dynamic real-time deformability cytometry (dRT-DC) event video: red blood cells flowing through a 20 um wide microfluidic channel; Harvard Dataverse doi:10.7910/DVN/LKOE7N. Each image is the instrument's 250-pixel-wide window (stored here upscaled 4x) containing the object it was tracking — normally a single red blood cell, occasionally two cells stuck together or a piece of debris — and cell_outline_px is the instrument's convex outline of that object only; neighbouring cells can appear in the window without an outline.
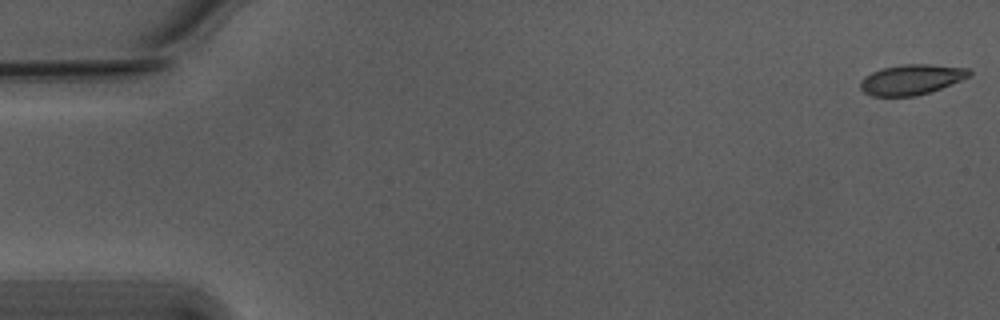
{"species": "Egyptian fruit bat (a non-hibernating species)", "species_latin": "Rousettus aegyptiacus", "temperature_condition": "warm", "stored_images_in_passage": 55, "camera_frame_rate_fps": 3000, "um_per_image_px": 0.085, "animal": {"sex": "male"}, "frame": {"image": 1, "passage_image": 1, "time_ms": 0.0, "image_size_px": [1000, 320], "cell_outline_px": [[972, 76], [940, 88], [916, 96], [872, 96], [864, 92], [860, 88], [860, 80], [864, 76], [872, 72], [884, 68], [904, 64], [932, 64], [968, 68], [972, 72]], "centroid_in_image_um": [77.48, 6.75], "position_along_channel_um": 7.5, "area_um2": 19.19}}
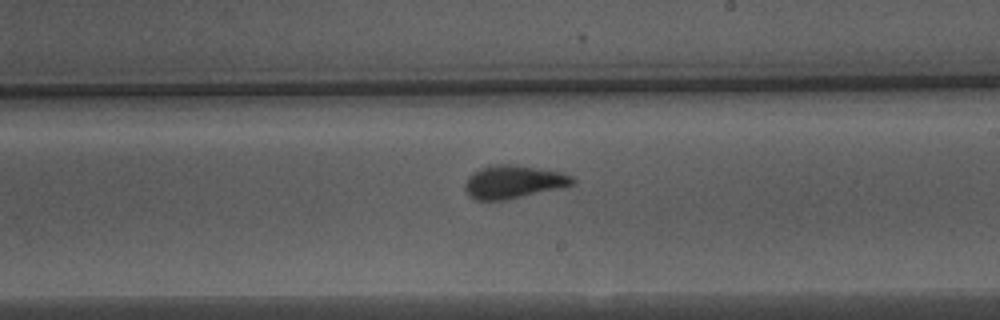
{"frame": {"image": 2, "passage_image": 32, "time_ms": 10.333, "image_size_px": [1000, 320], "cell_outline_px": [[576, 184], [564, 188], [504, 200], [476, 200], [468, 196], [464, 188], [464, 184], [468, 176], [484, 168], [496, 164], [508, 164], [560, 172], [572, 176], [576, 180]], "centroid_in_image_um": [43.67, 15.49], "position_along_channel_um": 245.3, "area_um2": 20.63}}
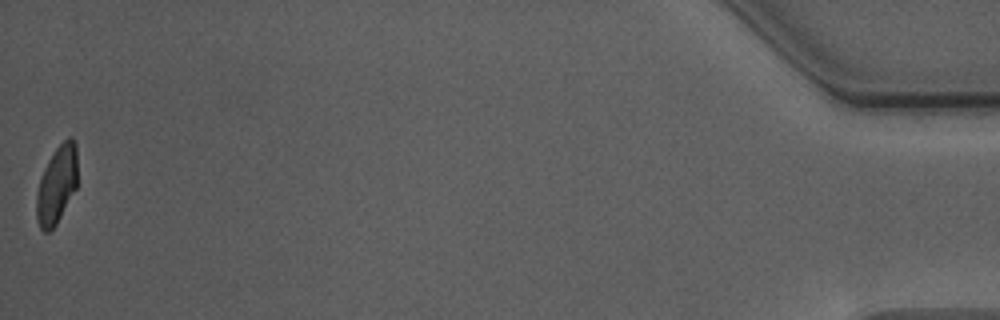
{"frame": {"image": 3, "passage_image": 55, "time_ms": 18.0, "image_size_px": [1000, 320], "cell_outline_px": [[76, 188], [56, 224], [48, 232], [44, 232], [40, 228], [36, 216], [36, 196], [40, 180], [44, 168], [48, 160], [56, 148], [68, 136], [72, 136], [76, 144]], "centroid_in_image_um": [4.81, 15.69], "position_along_channel_um": 430.4, "area_um2": 18.32}, "authors_computed_cell_mechanics": {"area_um2": 19.8832, "velocity_mm_per_s": 3.7487, "shape_relaxation_time_tau1_ms": 7.1938, "shape_relaxation_time_tau2_ms": 0.5805, "deformation_change_tau1": 0.1861, "deformation_change_tau2": 0.0391}}